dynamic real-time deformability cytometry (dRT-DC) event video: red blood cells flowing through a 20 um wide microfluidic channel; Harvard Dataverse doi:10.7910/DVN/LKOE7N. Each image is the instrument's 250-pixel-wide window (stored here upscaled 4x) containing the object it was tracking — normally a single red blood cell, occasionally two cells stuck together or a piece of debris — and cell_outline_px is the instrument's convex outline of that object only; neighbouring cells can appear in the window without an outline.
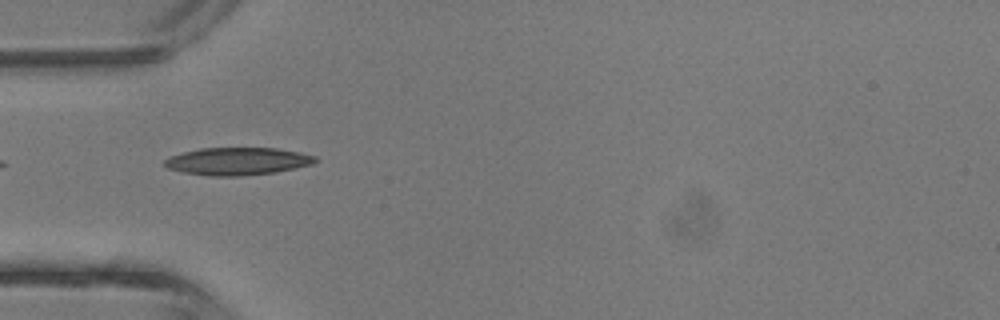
{"species": "common noctule bat (a hibernating species)", "species_latin": "Nyctalus noctula", "temperature_condition": "room temperature", "stored_images_in_passage": 27, "camera_frame_rate_fps": 3000, "um_per_image_px": 0.085, "animal": {"sex": "male", "body_mass_g": 13.3}, "frame": {"image": 1, "passage_image": 1, "time_ms": 0.0, "image_size_px": [1000, 320], "cell_outline_px": [[320, 160], [312, 164], [276, 172], [236, 176], [208, 176], [184, 172], [168, 168], [164, 164], [164, 160], [172, 156], [184, 152], [200, 148], [276, 148], [300, 152], [316, 156]], "centroid_in_image_um": [20.23, 13.7], "position_along_channel_um": 64.8, "area_um2": 24.1}}
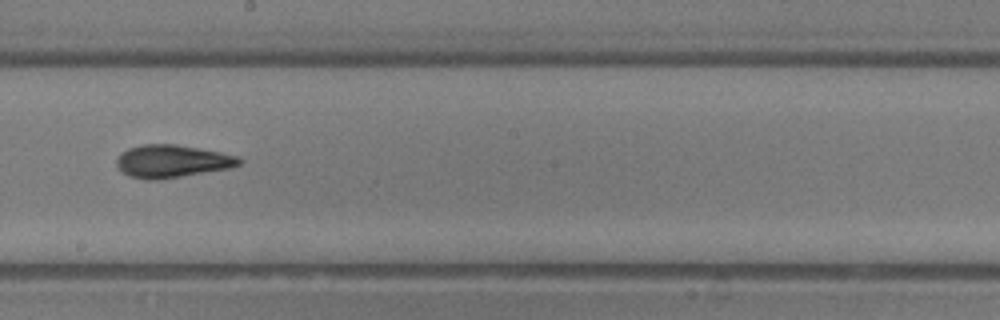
{"frame": {"image": 2, "passage_image": 11, "time_ms": 3.333, "image_size_px": [1000, 320], "cell_outline_px": [[244, 160], [240, 164], [228, 168], [156, 180], [148, 180], [128, 176], [116, 164], [116, 160], [128, 148], [144, 144], [176, 144], [220, 152], [236, 156]], "centroid_in_image_um": [14.62, 13.7], "position_along_channel_um": 233.6, "area_um2": 22.95}}
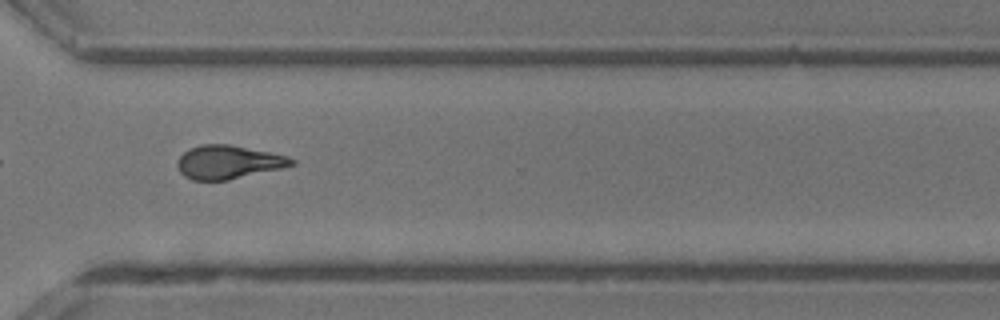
{"frame": {"image": 3, "passage_image": 18, "time_ms": 5.667, "image_size_px": [1000, 320], "cell_outline_px": [[296, 164], [280, 168], [228, 180], [192, 180], [184, 176], [180, 172], [176, 164], [180, 156], [188, 148], [200, 144], [228, 144], [288, 156], [296, 160]], "centroid_in_image_um": [19.37, 13.77], "position_along_channel_um": 351.2, "area_um2": 22.2}}